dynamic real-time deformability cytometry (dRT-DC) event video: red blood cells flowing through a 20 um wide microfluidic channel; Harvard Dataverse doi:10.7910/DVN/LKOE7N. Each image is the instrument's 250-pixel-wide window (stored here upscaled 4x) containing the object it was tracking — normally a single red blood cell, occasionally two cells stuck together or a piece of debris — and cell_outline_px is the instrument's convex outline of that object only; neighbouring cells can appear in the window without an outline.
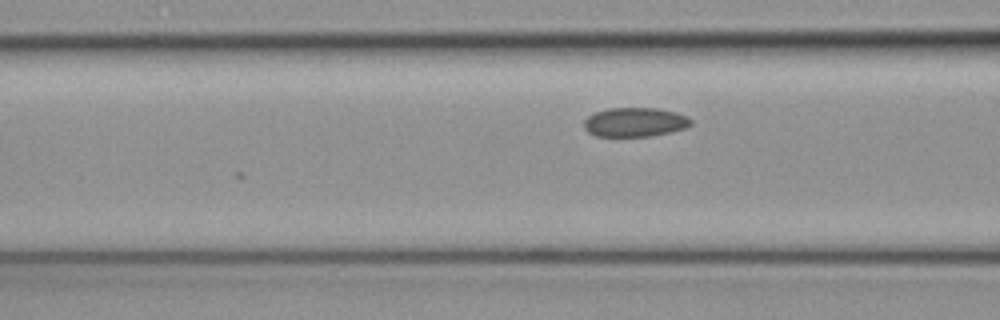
{"species": "common noctule bat (a hibernating species)", "species_latin": "Nyctalus noctula", "temperature_condition": "cold", "stored_images_in_passage": 7, "segment_of_instrument_passage": [2, 2], "camera_frame_rate_fps": 3000, "um_per_image_px": 0.085, "animal": {"sex": "female", "body_mass_g": 19.3, "forearm_length_mm": 54.1}, "frame": {"image": 1, "passage_image": 7, "time_ms": 2.0, "image_size_px": [1000, 320], "cell_outline_px": [[692, 124], [684, 128], [672, 132], [652, 136], [596, 136], [588, 132], [584, 128], [584, 120], [588, 116], [596, 112], [608, 108], [656, 108], [676, 112], [688, 116], [692, 120]], "centroid_in_image_um": [53.98, 10.38], "position_along_channel_um": 112.6, "area_um2": 18.26}}